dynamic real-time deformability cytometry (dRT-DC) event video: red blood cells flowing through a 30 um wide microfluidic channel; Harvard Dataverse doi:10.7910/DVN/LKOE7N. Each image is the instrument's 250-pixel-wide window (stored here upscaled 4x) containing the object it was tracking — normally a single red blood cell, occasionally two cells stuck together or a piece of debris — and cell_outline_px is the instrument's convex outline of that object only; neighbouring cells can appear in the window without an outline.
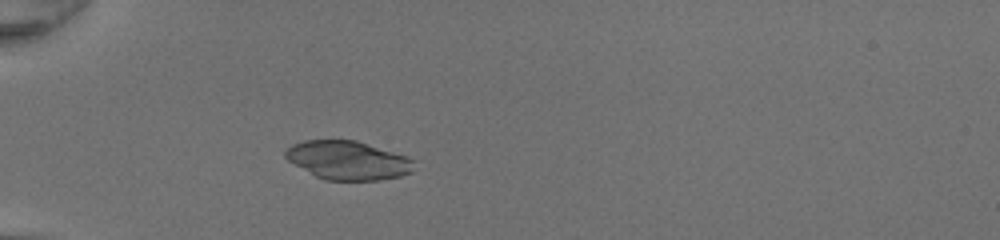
{"species": "common noctule bat (a hibernating species)", "species_latin": "Nyctalus noctula", "temperature_condition": "room temperature", "stored_images_in_passage": 34, "camera_frame_rate_fps": 3000, "um_per_image_px": 0.085, "animal": {"sex": "female", "body_mass_g": 20.0, "forearm_length_mm": 54.0}, "frame": {"image": 1, "passage_image": 1, "time_ms": 0.0, "image_size_px": [1000, 240], "cell_outline_px": [[412, 172], [400, 176], [380, 180], [324, 180], [316, 176], [288, 160], [284, 156], [284, 152], [292, 144], [304, 140], [356, 140], [408, 156], [412, 160]], "centroid_in_image_um": [29.57, 13.62], "position_along_channel_um": 55.4, "area_um2": 28.84}}
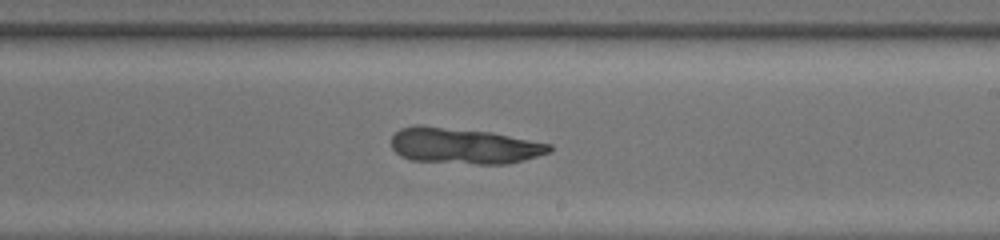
{"frame": {"image": 2, "passage_image": 16, "time_ms": 5.0, "image_size_px": [1000, 240], "cell_outline_px": [[552, 152], [524, 160], [508, 164], [476, 164], [412, 160], [400, 156], [392, 148], [392, 136], [400, 128], [416, 124], [420, 124], [492, 132], [552, 144]], "centroid_in_image_um": [39.44, 12.39], "position_along_channel_um": 249.6, "area_um2": 33.41}}
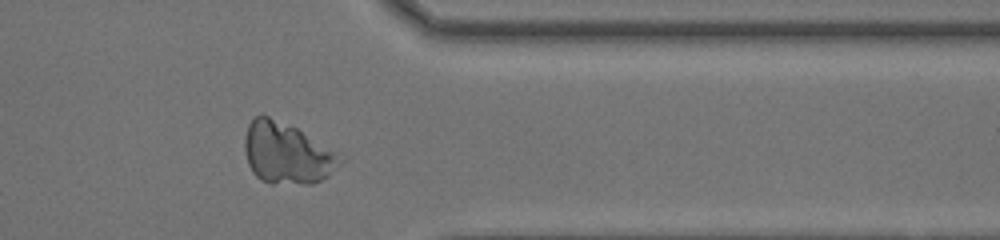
{"frame": {"image": 3, "passage_image": 26, "time_ms": 8.333, "image_size_px": [1000, 240], "cell_outline_px": [[344, 160], [328, 176], [312, 184], [272, 184], [260, 180], [252, 172], [248, 164], [244, 148], [244, 136], [248, 124], [256, 116], [268, 116], [296, 128], [336, 152]], "centroid_in_image_um": [24.35, 13.06], "position_along_channel_um": 387.1, "area_um2": 33.81}}